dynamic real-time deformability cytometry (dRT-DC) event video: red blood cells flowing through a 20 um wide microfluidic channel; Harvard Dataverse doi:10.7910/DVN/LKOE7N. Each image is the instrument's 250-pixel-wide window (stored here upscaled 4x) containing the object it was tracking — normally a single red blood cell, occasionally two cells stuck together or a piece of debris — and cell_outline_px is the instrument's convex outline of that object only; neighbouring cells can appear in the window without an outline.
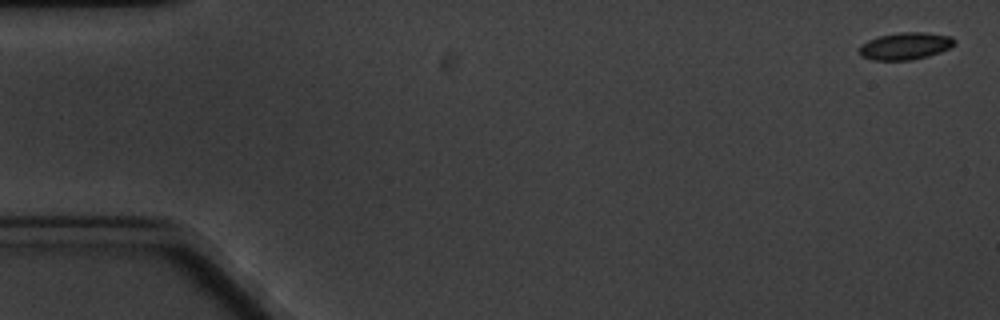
{"species": "common noctule bat (a hibernating species)", "species_latin": "Nyctalus noctula", "temperature_condition": "cold", "stored_images_in_passage": 5, "camera_frame_rate_fps": 3000, "um_per_image_px": 0.085, "animal": {"sex": "male", "body_mass_g": 20.1, "forearm_length_mm": 53.5}, "frame": {"image": 1, "passage_image": 1, "time_ms": 0.0, "image_size_px": [1000, 320], "cell_outline_px": [[956, 44], [940, 52], [928, 56], [912, 60], [872, 60], [860, 56], [860, 44], [868, 40], [880, 36], [900, 32], [924, 32], [952, 36], [956, 40]], "centroid_in_image_um": [76.96, 3.91], "position_along_channel_um": 8.0, "area_um2": 15.14}}